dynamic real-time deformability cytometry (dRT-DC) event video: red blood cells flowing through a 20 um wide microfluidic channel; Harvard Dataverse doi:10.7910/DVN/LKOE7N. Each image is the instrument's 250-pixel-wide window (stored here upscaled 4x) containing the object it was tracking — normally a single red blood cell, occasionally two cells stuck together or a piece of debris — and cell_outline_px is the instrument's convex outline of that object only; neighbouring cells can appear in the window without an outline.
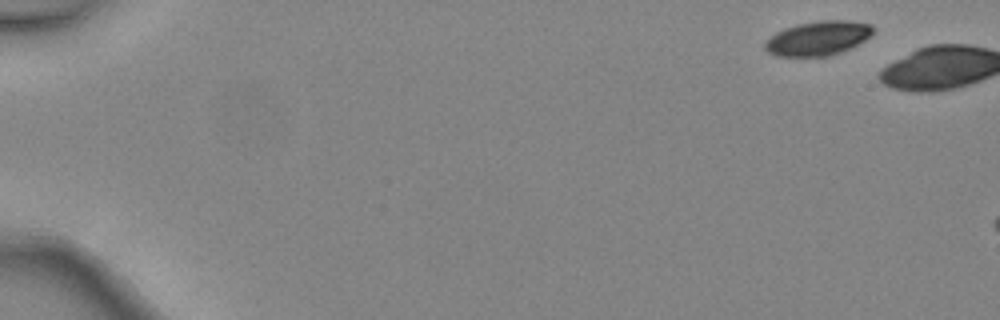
{"species": "common noctule bat (a hibernating species)", "species_latin": "Nyctalus noctula", "temperature_condition": "warm", "stored_images_in_passage": 2, "camera_frame_rate_fps": 3000, "um_per_image_px": 0.085, "animal": {"sex": "female", "body_mass_g": 24.6, "forearm_length_mm": 56.2}, "frame": {"image": 1, "passage_image": 1, "time_ms": 0.0, "image_size_px": [1000, 320], "cell_outline_px": [[872, 32], [864, 40], [840, 52], [828, 56], [776, 56], [768, 52], [764, 48], [764, 40], [776, 32], [784, 28], [796, 24], [820, 20], [848, 20], [872, 24]], "centroid_in_image_um": [69.46, 3.24], "position_along_channel_um": 15.5, "area_um2": 21.56}}